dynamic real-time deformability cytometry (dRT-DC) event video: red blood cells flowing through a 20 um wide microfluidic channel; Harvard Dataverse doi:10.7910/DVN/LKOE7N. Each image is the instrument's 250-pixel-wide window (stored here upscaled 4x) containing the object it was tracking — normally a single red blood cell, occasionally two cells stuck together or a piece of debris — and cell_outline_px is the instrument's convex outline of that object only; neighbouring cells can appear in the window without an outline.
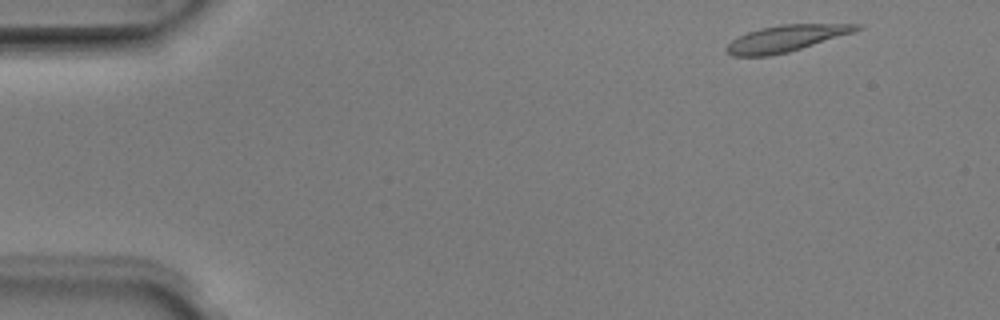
{"species": "Egyptian fruit bat (a non-hibernating species)", "species_latin": "Rousettus aegyptiacus", "temperature_condition": "room temperature", "stored_images_in_passage": 48, "camera_frame_rate_fps": 3000, "um_per_image_px": 0.085, "animal": {"sex": "male"}, "frame": {"image": 1, "passage_image": 2, "time_ms": 0.333, "image_size_px": [1000, 320], "cell_outline_px": [[860, 28], [852, 32], [788, 52], [768, 56], [732, 56], [724, 48], [732, 40], [748, 32], [760, 28], [780, 24], [860, 24]], "centroid_in_image_um": [66.74, 3.27], "position_along_channel_um": 18.3, "area_um2": 19.59}}
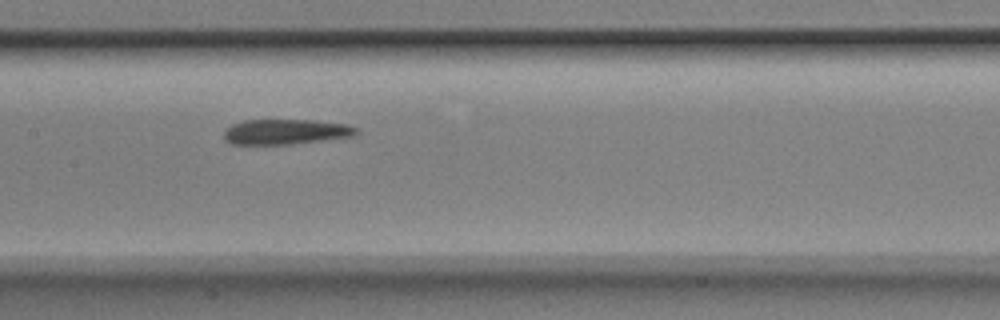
{"frame": {"image": 2, "passage_image": 22, "time_ms": 7.0, "image_size_px": [1000, 320], "cell_outline_px": [[360, 132], [352, 136], [288, 144], [232, 144], [224, 140], [224, 132], [232, 124], [244, 120], [312, 120], [344, 124], [356, 128]], "centroid_in_image_um": [24.24, 11.2], "position_along_channel_um": 183.2, "area_um2": 19.13}}
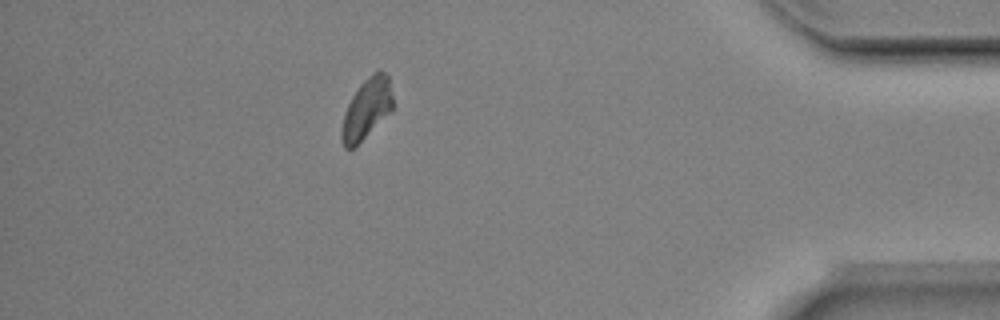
{"frame": {"image": 3, "passage_image": 42, "time_ms": 13.667, "image_size_px": [1000, 320], "cell_outline_px": [[392, 112], [356, 148], [344, 148], [340, 136], [340, 132], [344, 112], [352, 96], [360, 84], [372, 72], [380, 68], [388, 76], [392, 96]], "centroid_in_image_um": [31.16, 9.28], "position_along_channel_um": 404.0, "area_um2": 18.55}, "authors_computed_cell_mechanics": {"area_um2": 19.5942, "velocity_mm_per_s": 3.9706, "shape_relaxation_time_tau1_ms": 4.0418, "shape_relaxation_time_tau2_ms": 4.4132, "deformation_change_tau1": 0.1628, "deformation_change_tau2": 0.1011}}